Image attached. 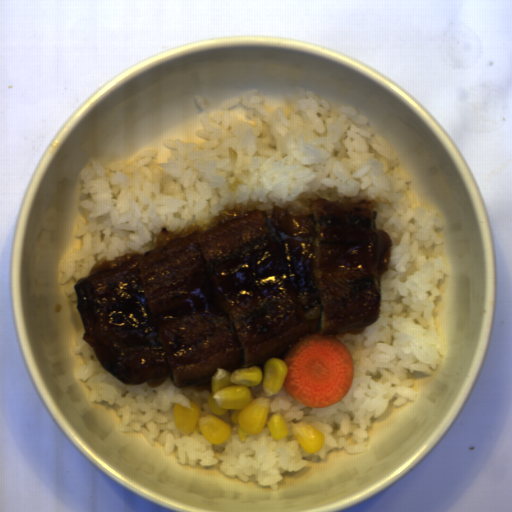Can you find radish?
<instances>
[{"label": "radish", "mask_w": 512, "mask_h": 512, "mask_svg": "<svg viewBox=\"0 0 512 512\" xmlns=\"http://www.w3.org/2000/svg\"><path fill=\"white\" fill-rule=\"evenodd\" d=\"M283 361L287 371L282 386L305 406L335 405L352 386V354L340 339L320 333L300 337Z\"/></svg>", "instance_id": "1f323893"}]
</instances>
